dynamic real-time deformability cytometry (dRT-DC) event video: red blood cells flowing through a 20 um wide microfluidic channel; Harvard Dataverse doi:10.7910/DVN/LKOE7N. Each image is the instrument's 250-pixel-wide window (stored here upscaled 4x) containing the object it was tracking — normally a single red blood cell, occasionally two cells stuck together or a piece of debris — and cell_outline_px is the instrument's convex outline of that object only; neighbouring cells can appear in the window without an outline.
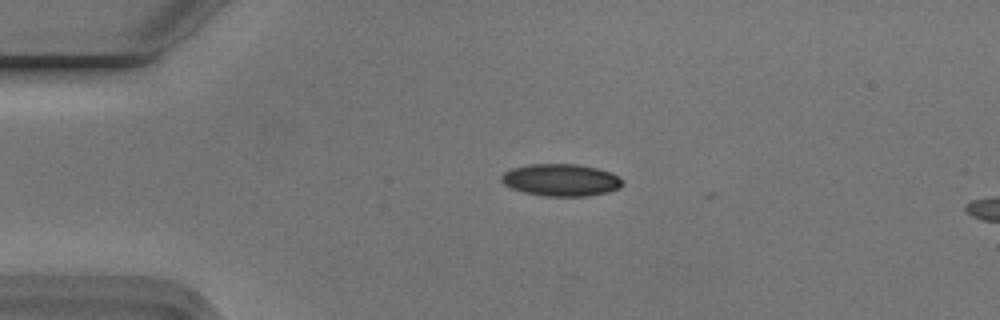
{"species": "Egyptian fruit bat (a non-hibernating species)", "species_latin": "Rousettus aegyptiacus", "temperature_condition": "cold", "stored_images_in_passage": 1, "camera_frame_rate_fps": 3000, "um_per_image_px": 0.085, "animal": {"sex": "male"}, "frame": {"image": 1, "passage_image": 1, "time_ms": 0.0, "image_size_px": [1000, 320], "cell_outline_px": [[624, 184], [620, 188], [608, 192], [588, 196], [544, 196], [524, 192], [512, 188], [504, 184], [500, 180], [500, 176], [504, 172], [512, 168], [528, 164], [580, 164], [612, 172], [620, 176], [624, 180]], "centroid_in_image_um": [47.72, 15.29], "position_along_channel_um": 37.3, "area_um2": 23.0}}